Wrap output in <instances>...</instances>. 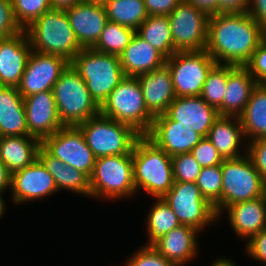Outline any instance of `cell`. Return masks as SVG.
I'll use <instances>...</instances> for the list:
<instances>
[{
	"label": "cell",
	"instance_id": "cell-1",
	"mask_svg": "<svg viewBox=\"0 0 266 266\" xmlns=\"http://www.w3.org/2000/svg\"><path fill=\"white\" fill-rule=\"evenodd\" d=\"M261 29L248 12L211 14L205 50L217 64L244 66L261 43Z\"/></svg>",
	"mask_w": 266,
	"mask_h": 266
},
{
	"label": "cell",
	"instance_id": "cell-2",
	"mask_svg": "<svg viewBox=\"0 0 266 266\" xmlns=\"http://www.w3.org/2000/svg\"><path fill=\"white\" fill-rule=\"evenodd\" d=\"M132 158L136 193L142 189L154 199L163 198L174 185L171 156L142 135L133 148Z\"/></svg>",
	"mask_w": 266,
	"mask_h": 266
},
{
	"label": "cell",
	"instance_id": "cell-3",
	"mask_svg": "<svg viewBox=\"0 0 266 266\" xmlns=\"http://www.w3.org/2000/svg\"><path fill=\"white\" fill-rule=\"evenodd\" d=\"M34 51L54 54L71 62L83 49L74 35L66 11L51 9L25 29Z\"/></svg>",
	"mask_w": 266,
	"mask_h": 266
},
{
	"label": "cell",
	"instance_id": "cell-4",
	"mask_svg": "<svg viewBox=\"0 0 266 266\" xmlns=\"http://www.w3.org/2000/svg\"><path fill=\"white\" fill-rule=\"evenodd\" d=\"M70 64L99 106L125 77L118 55L100 53L92 48H83Z\"/></svg>",
	"mask_w": 266,
	"mask_h": 266
},
{
	"label": "cell",
	"instance_id": "cell-5",
	"mask_svg": "<svg viewBox=\"0 0 266 266\" xmlns=\"http://www.w3.org/2000/svg\"><path fill=\"white\" fill-rule=\"evenodd\" d=\"M100 114L133 127L147 135L154 116L146 108L137 77L125 76L100 106Z\"/></svg>",
	"mask_w": 266,
	"mask_h": 266
},
{
	"label": "cell",
	"instance_id": "cell-6",
	"mask_svg": "<svg viewBox=\"0 0 266 266\" xmlns=\"http://www.w3.org/2000/svg\"><path fill=\"white\" fill-rule=\"evenodd\" d=\"M53 93L64 126H77L100 114V106L91 97L84 80L71 64L54 84Z\"/></svg>",
	"mask_w": 266,
	"mask_h": 266
},
{
	"label": "cell",
	"instance_id": "cell-7",
	"mask_svg": "<svg viewBox=\"0 0 266 266\" xmlns=\"http://www.w3.org/2000/svg\"><path fill=\"white\" fill-rule=\"evenodd\" d=\"M90 190L91 198L100 200L133 197L136 188L132 153L97 158L90 176Z\"/></svg>",
	"mask_w": 266,
	"mask_h": 266
},
{
	"label": "cell",
	"instance_id": "cell-8",
	"mask_svg": "<svg viewBox=\"0 0 266 266\" xmlns=\"http://www.w3.org/2000/svg\"><path fill=\"white\" fill-rule=\"evenodd\" d=\"M77 127L82 131L86 144L97 158L130 154L142 136L133 127L101 114L88 119Z\"/></svg>",
	"mask_w": 266,
	"mask_h": 266
},
{
	"label": "cell",
	"instance_id": "cell-9",
	"mask_svg": "<svg viewBox=\"0 0 266 266\" xmlns=\"http://www.w3.org/2000/svg\"><path fill=\"white\" fill-rule=\"evenodd\" d=\"M222 170V211L232 204L266 195V181L245 154L236 159H224Z\"/></svg>",
	"mask_w": 266,
	"mask_h": 266
},
{
	"label": "cell",
	"instance_id": "cell-10",
	"mask_svg": "<svg viewBox=\"0 0 266 266\" xmlns=\"http://www.w3.org/2000/svg\"><path fill=\"white\" fill-rule=\"evenodd\" d=\"M206 52L177 51L166 59L176 97L200 96L208 73L216 65Z\"/></svg>",
	"mask_w": 266,
	"mask_h": 266
},
{
	"label": "cell",
	"instance_id": "cell-11",
	"mask_svg": "<svg viewBox=\"0 0 266 266\" xmlns=\"http://www.w3.org/2000/svg\"><path fill=\"white\" fill-rule=\"evenodd\" d=\"M163 200L181 225L192 226L201 233L205 227L214 225L218 220L214 207L204 199L196 182H174Z\"/></svg>",
	"mask_w": 266,
	"mask_h": 266
},
{
	"label": "cell",
	"instance_id": "cell-12",
	"mask_svg": "<svg viewBox=\"0 0 266 266\" xmlns=\"http://www.w3.org/2000/svg\"><path fill=\"white\" fill-rule=\"evenodd\" d=\"M209 16L207 12L182 0L168 15L173 49L176 52L205 50Z\"/></svg>",
	"mask_w": 266,
	"mask_h": 266
},
{
	"label": "cell",
	"instance_id": "cell-13",
	"mask_svg": "<svg viewBox=\"0 0 266 266\" xmlns=\"http://www.w3.org/2000/svg\"><path fill=\"white\" fill-rule=\"evenodd\" d=\"M41 146L66 165L91 176L96 157L86 144L82 131L77 126H64L53 135L44 138Z\"/></svg>",
	"mask_w": 266,
	"mask_h": 266
},
{
	"label": "cell",
	"instance_id": "cell-14",
	"mask_svg": "<svg viewBox=\"0 0 266 266\" xmlns=\"http://www.w3.org/2000/svg\"><path fill=\"white\" fill-rule=\"evenodd\" d=\"M70 64L64 57L32 50L17 89L23 98L53 90L61 73Z\"/></svg>",
	"mask_w": 266,
	"mask_h": 266
},
{
	"label": "cell",
	"instance_id": "cell-15",
	"mask_svg": "<svg viewBox=\"0 0 266 266\" xmlns=\"http://www.w3.org/2000/svg\"><path fill=\"white\" fill-rule=\"evenodd\" d=\"M11 200L21 205L43 199L58 192L53 176L37 159L24 169L12 173Z\"/></svg>",
	"mask_w": 266,
	"mask_h": 266
},
{
	"label": "cell",
	"instance_id": "cell-16",
	"mask_svg": "<svg viewBox=\"0 0 266 266\" xmlns=\"http://www.w3.org/2000/svg\"><path fill=\"white\" fill-rule=\"evenodd\" d=\"M146 136L171 157L191 152L204 138L190 126L171 120L165 113L154 116Z\"/></svg>",
	"mask_w": 266,
	"mask_h": 266
},
{
	"label": "cell",
	"instance_id": "cell-17",
	"mask_svg": "<svg viewBox=\"0 0 266 266\" xmlns=\"http://www.w3.org/2000/svg\"><path fill=\"white\" fill-rule=\"evenodd\" d=\"M23 100L29 135L42 141L64 127L58 115L53 90L35 93Z\"/></svg>",
	"mask_w": 266,
	"mask_h": 266
},
{
	"label": "cell",
	"instance_id": "cell-18",
	"mask_svg": "<svg viewBox=\"0 0 266 266\" xmlns=\"http://www.w3.org/2000/svg\"><path fill=\"white\" fill-rule=\"evenodd\" d=\"M66 14L76 40L82 48H92L109 21L104 5L83 0L67 10Z\"/></svg>",
	"mask_w": 266,
	"mask_h": 266
},
{
	"label": "cell",
	"instance_id": "cell-19",
	"mask_svg": "<svg viewBox=\"0 0 266 266\" xmlns=\"http://www.w3.org/2000/svg\"><path fill=\"white\" fill-rule=\"evenodd\" d=\"M31 51L25 30L0 39V86L19 85Z\"/></svg>",
	"mask_w": 266,
	"mask_h": 266
},
{
	"label": "cell",
	"instance_id": "cell-20",
	"mask_svg": "<svg viewBox=\"0 0 266 266\" xmlns=\"http://www.w3.org/2000/svg\"><path fill=\"white\" fill-rule=\"evenodd\" d=\"M165 114L178 124L190 126L203 137H207L215 120L220 116L218 110L200 96L176 97Z\"/></svg>",
	"mask_w": 266,
	"mask_h": 266
},
{
	"label": "cell",
	"instance_id": "cell-21",
	"mask_svg": "<svg viewBox=\"0 0 266 266\" xmlns=\"http://www.w3.org/2000/svg\"><path fill=\"white\" fill-rule=\"evenodd\" d=\"M227 212L230 227L239 239H246L248 242L254 235L266 228V195L239 202L227 206L218 216Z\"/></svg>",
	"mask_w": 266,
	"mask_h": 266
},
{
	"label": "cell",
	"instance_id": "cell-22",
	"mask_svg": "<svg viewBox=\"0 0 266 266\" xmlns=\"http://www.w3.org/2000/svg\"><path fill=\"white\" fill-rule=\"evenodd\" d=\"M200 231L188 225H180L166 233L153 248L176 266H184L198 254Z\"/></svg>",
	"mask_w": 266,
	"mask_h": 266
},
{
	"label": "cell",
	"instance_id": "cell-23",
	"mask_svg": "<svg viewBox=\"0 0 266 266\" xmlns=\"http://www.w3.org/2000/svg\"><path fill=\"white\" fill-rule=\"evenodd\" d=\"M137 78L148 111L153 116L165 113L176 98L168 67L164 65Z\"/></svg>",
	"mask_w": 266,
	"mask_h": 266
},
{
	"label": "cell",
	"instance_id": "cell-24",
	"mask_svg": "<svg viewBox=\"0 0 266 266\" xmlns=\"http://www.w3.org/2000/svg\"><path fill=\"white\" fill-rule=\"evenodd\" d=\"M119 58L125 76L132 77L160 69L166 64L167 59L137 33Z\"/></svg>",
	"mask_w": 266,
	"mask_h": 266
},
{
	"label": "cell",
	"instance_id": "cell-25",
	"mask_svg": "<svg viewBox=\"0 0 266 266\" xmlns=\"http://www.w3.org/2000/svg\"><path fill=\"white\" fill-rule=\"evenodd\" d=\"M206 138L212 142L223 159H236L247 153V148H242L244 153L240 149L243 145L247 147V142L239 117L220 115Z\"/></svg>",
	"mask_w": 266,
	"mask_h": 266
},
{
	"label": "cell",
	"instance_id": "cell-26",
	"mask_svg": "<svg viewBox=\"0 0 266 266\" xmlns=\"http://www.w3.org/2000/svg\"><path fill=\"white\" fill-rule=\"evenodd\" d=\"M258 83L244 66H235L228 74L226 92L219 115L239 117Z\"/></svg>",
	"mask_w": 266,
	"mask_h": 266
},
{
	"label": "cell",
	"instance_id": "cell-27",
	"mask_svg": "<svg viewBox=\"0 0 266 266\" xmlns=\"http://www.w3.org/2000/svg\"><path fill=\"white\" fill-rule=\"evenodd\" d=\"M5 136H30L23 97L13 86H0V137Z\"/></svg>",
	"mask_w": 266,
	"mask_h": 266
},
{
	"label": "cell",
	"instance_id": "cell-28",
	"mask_svg": "<svg viewBox=\"0 0 266 266\" xmlns=\"http://www.w3.org/2000/svg\"><path fill=\"white\" fill-rule=\"evenodd\" d=\"M37 159L53 176L58 191L63 189L91 198L90 177L81 170L66 165L59 158L50 155L42 146Z\"/></svg>",
	"mask_w": 266,
	"mask_h": 266
},
{
	"label": "cell",
	"instance_id": "cell-29",
	"mask_svg": "<svg viewBox=\"0 0 266 266\" xmlns=\"http://www.w3.org/2000/svg\"><path fill=\"white\" fill-rule=\"evenodd\" d=\"M40 146L41 141L31 135L0 137V160L14 173L37 160Z\"/></svg>",
	"mask_w": 266,
	"mask_h": 266
},
{
	"label": "cell",
	"instance_id": "cell-30",
	"mask_svg": "<svg viewBox=\"0 0 266 266\" xmlns=\"http://www.w3.org/2000/svg\"><path fill=\"white\" fill-rule=\"evenodd\" d=\"M239 119L247 143L266 137V93L259 85L253 90Z\"/></svg>",
	"mask_w": 266,
	"mask_h": 266
},
{
	"label": "cell",
	"instance_id": "cell-31",
	"mask_svg": "<svg viewBox=\"0 0 266 266\" xmlns=\"http://www.w3.org/2000/svg\"><path fill=\"white\" fill-rule=\"evenodd\" d=\"M146 217L148 242L143 246L153 247L163 236L181 225L177 216L163 198H155Z\"/></svg>",
	"mask_w": 266,
	"mask_h": 266
},
{
	"label": "cell",
	"instance_id": "cell-32",
	"mask_svg": "<svg viewBox=\"0 0 266 266\" xmlns=\"http://www.w3.org/2000/svg\"><path fill=\"white\" fill-rule=\"evenodd\" d=\"M136 33L166 58H170L176 51L173 49L168 16H148L137 28Z\"/></svg>",
	"mask_w": 266,
	"mask_h": 266
},
{
	"label": "cell",
	"instance_id": "cell-33",
	"mask_svg": "<svg viewBox=\"0 0 266 266\" xmlns=\"http://www.w3.org/2000/svg\"><path fill=\"white\" fill-rule=\"evenodd\" d=\"M104 6L109 21L135 31L149 16L143 0H110Z\"/></svg>",
	"mask_w": 266,
	"mask_h": 266
},
{
	"label": "cell",
	"instance_id": "cell-34",
	"mask_svg": "<svg viewBox=\"0 0 266 266\" xmlns=\"http://www.w3.org/2000/svg\"><path fill=\"white\" fill-rule=\"evenodd\" d=\"M135 33L136 31L131 28L108 21L92 49L100 53L120 56Z\"/></svg>",
	"mask_w": 266,
	"mask_h": 266
},
{
	"label": "cell",
	"instance_id": "cell-35",
	"mask_svg": "<svg viewBox=\"0 0 266 266\" xmlns=\"http://www.w3.org/2000/svg\"><path fill=\"white\" fill-rule=\"evenodd\" d=\"M222 182L221 165L203 167L196 180L202 196L214 207L217 216L222 212Z\"/></svg>",
	"mask_w": 266,
	"mask_h": 266
},
{
	"label": "cell",
	"instance_id": "cell-36",
	"mask_svg": "<svg viewBox=\"0 0 266 266\" xmlns=\"http://www.w3.org/2000/svg\"><path fill=\"white\" fill-rule=\"evenodd\" d=\"M235 65L216 64L208 73L200 97L217 110L221 107L226 92L229 72Z\"/></svg>",
	"mask_w": 266,
	"mask_h": 266
},
{
	"label": "cell",
	"instance_id": "cell-37",
	"mask_svg": "<svg viewBox=\"0 0 266 266\" xmlns=\"http://www.w3.org/2000/svg\"><path fill=\"white\" fill-rule=\"evenodd\" d=\"M17 23L25 30L45 12L51 10L50 0H11Z\"/></svg>",
	"mask_w": 266,
	"mask_h": 266
},
{
	"label": "cell",
	"instance_id": "cell-38",
	"mask_svg": "<svg viewBox=\"0 0 266 266\" xmlns=\"http://www.w3.org/2000/svg\"><path fill=\"white\" fill-rule=\"evenodd\" d=\"M174 182H196L202 167L189 153L171 157Z\"/></svg>",
	"mask_w": 266,
	"mask_h": 266
},
{
	"label": "cell",
	"instance_id": "cell-39",
	"mask_svg": "<svg viewBox=\"0 0 266 266\" xmlns=\"http://www.w3.org/2000/svg\"><path fill=\"white\" fill-rule=\"evenodd\" d=\"M127 259L124 266H176L153 247L141 246Z\"/></svg>",
	"mask_w": 266,
	"mask_h": 266
},
{
	"label": "cell",
	"instance_id": "cell-40",
	"mask_svg": "<svg viewBox=\"0 0 266 266\" xmlns=\"http://www.w3.org/2000/svg\"><path fill=\"white\" fill-rule=\"evenodd\" d=\"M190 153L202 168L221 165L224 160L216 147L206 137H204Z\"/></svg>",
	"mask_w": 266,
	"mask_h": 266
},
{
	"label": "cell",
	"instance_id": "cell-41",
	"mask_svg": "<svg viewBox=\"0 0 266 266\" xmlns=\"http://www.w3.org/2000/svg\"><path fill=\"white\" fill-rule=\"evenodd\" d=\"M17 23L11 0H0V39L22 32Z\"/></svg>",
	"mask_w": 266,
	"mask_h": 266
},
{
	"label": "cell",
	"instance_id": "cell-42",
	"mask_svg": "<svg viewBox=\"0 0 266 266\" xmlns=\"http://www.w3.org/2000/svg\"><path fill=\"white\" fill-rule=\"evenodd\" d=\"M247 155L260 176L266 181V137H261L247 143Z\"/></svg>",
	"mask_w": 266,
	"mask_h": 266
},
{
	"label": "cell",
	"instance_id": "cell-43",
	"mask_svg": "<svg viewBox=\"0 0 266 266\" xmlns=\"http://www.w3.org/2000/svg\"><path fill=\"white\" fill-rule=\"evenodd\" d=\"M244 67L257 83L266 78V46L260 43Z\"/></svg>",
	"mask_w": 266,
	"mask_h": 266
},
{
	"label": "cell",
	"instance_id": "cell-44",
	"mask_svg": "<svg viewBox=\"0 0 266 266\" xmlns=\"http://www.w3.org/2000/svg\"><path fill=\"white\" fill-rule=\"evenodd\" d=\"M246 254L260 263L266 264V228L254 235L245 245ZM266 266V265H263Z\"/></svg>",
	"mask_w": 266,
	"mask_h": 266
},
{
	"label": "cell",
	"instance_id": "cell-45",
	"mask_svg": "<svg viewBox=\"0 0 266 266\" xmlns=\"http://www.w3.org/2000/svg\"><path fill=\"white\" fill-rule=\"evenodd\" d=\"M182 0H143L149 16H168Z\"/></svg>",
	"mask_w": 266,
	"mask_h": 266
},
{
	"label": "cell",
	"instance_id": "cell-46",
	"mask_svg": "<svg viewBox=\"0 0 266 266\" xmlns=\"http://www.w3.org/2000/svg\"><path fill=\"white\" fill-rule=\"evenodd\" d=\"M248 13L261 26H266V0H250Z\"/></svg>",
	"mask_w": 266,
	"mask_h": 266
},
{
	"label": "cell",
	"instance_id": "cell-47",
	"mask_svg": "<svg viewBox=\"0 0 266 266\" xmlns=\"http://www.w3.org/2000/svg\"><path fill=\"white\" fill-rule=\"evenodd\" d=\"M250 0H219V12H248Z\"/></svg>",
	"mask_w": 266,
	"mask_h": 266
},
{
	"label": "cell",
	"instance_id": "cell-48",
	"mask_svg": "<svg viewBox=\"0 0 266 266\" xmlns=\"http://www.w3.org/2000/svg\"><path fill=\"white\" fill-rule=\"evenodd\" d=\"M209 15L219 13V0H185Z\"/></svg>",
	"mask_w": 266,
	"mask_h": 266
},
{
	"label": "cell",
	"instance_id": "cell-49",
	"mask_svg": "<svg viewBox=\"0 0 266 266\" xmlns=\"http://www.w3.org/2000/svg\"><path fill=\"white\" fill-rule=\"evenodd\" d=\"M12 173L8 170L7 166L0 160V193L11 189Z\"/></svg>",
	"mask_w": 266,
	"mask_h": 266
},
{
	"label": "cell",
	"instance_id": "cell-50",
	"mask_svg": "<svg viewBox=\"0 0 266 266\" xmlns=\"http://www.w3.org/2000/svg\"><path fill=\"white\" fill-rule=\"evenodd\" d=\"M82 0H50L51 9L67 11Z\"/></svg>",
	"mask_w": 266,
	"mask_h": 266
},
{
	"label": "cell",
	"instance_id": "cell-51",
	"mask_svg": "<svg viewBox=\"0 0 266 266\" xmlns=\"http://www.w3.org/2000/svg\"><path fill=\"white\" fill-rule=\"evenodd\" d=\"M236 262L232 261L231 259L227 258H217L215 261H213L212 265L210 266H236Z\"/></svg>",
	"mask_w": 266,
	"mask_h": 266
},
{
	"label": "cell",
	"instance_id": "cell-52",
	"mask_svg": "<svg viewBox=\"0 0 266 266\" xmlns=\"http://www.w3.org/2000/svg\"><path fill=\"white\" fill-rule=\"evenodd\" d=\"M5 200L3 199V193H0V218H3V215L5 214L6 210V203L4 202Z\"/></svg>",
	"mask_w": 266,
	"mask_h": 266
},
{
	"label": "cell",
	"instance_id": "cell-53",
	"mask_svg": "<svg viewBox=\"0 0 266 266\" xmlns=\"http://www.w3.org/2000/svg\"><path fill=\"white\" fill-rule=\"evenodd\" d=\"M261 43L266 46V26L261 29Z\"/></svg>",
	"mask_w": 266,
	"mask_h": 266
},
{
	"label": "cell",
	"instance_id": "cell-54",
	"mask_svg": "<svg viewBox=\"0 0 266 266\" xmlns=\"http://www.w3.org/2000/svg\"><path fill=\"white\" fill-rule=\"evenodd\" d=\"M83 1L94 3V4L105 5L110 0H83Z\"/></svg>",
	"mask_w": 266,
	"mask_h": 266
},
{
	"label": "cell",
	"instance_id": "cell-55",
	"mask_svg": "<svg viewBox=\"0 0 266 266\" xmlns=\"http://www.w3.org/2000/svg\"><path fill=\"white\" fill-rule=\"evenodd\" d=\"M258 85L262 88V90L266 93V78L258 82Z\"/></svg>",
	"mask_w": 266,
	"mask_h": 266
}]
</instances>
